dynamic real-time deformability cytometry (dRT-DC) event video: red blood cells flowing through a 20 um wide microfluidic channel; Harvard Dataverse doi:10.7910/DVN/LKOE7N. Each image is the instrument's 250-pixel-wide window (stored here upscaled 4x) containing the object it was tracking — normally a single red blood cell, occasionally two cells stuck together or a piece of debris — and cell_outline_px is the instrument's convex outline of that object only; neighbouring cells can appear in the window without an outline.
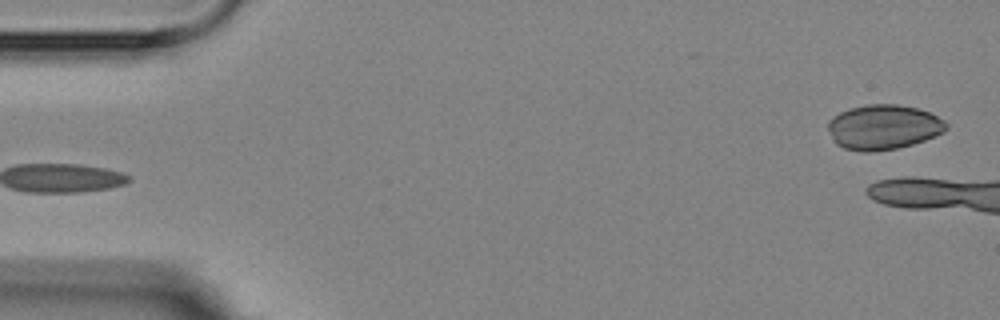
{"species": "Egyptian fruit bat (a non-hibernating species)", "species_latin": "Rousettus aegyptiacus", "temperature_condition": "room temperature", "stored_images_in_passage": 5, "segment_of_instrument_passage": [2, 2], "camera_frame_rate_fps": 3000, "um_per_image_px": 0.085, "animal": {"sex": "female"}, "frame": {"image": 1, "passage_image": 5, "time_ms": 4.667, "image_size_px": [1000, 320], "cell_outline_px": [[948, 128], [944, 132], [924, 140], [912, 144], [896, 148], [872, 152], [860, 152], [844, 148], [836, 144], [828, 128], [828, 120], [832, 116], [840, 112], [852, 108], [868, 104], [896, 104], [916, 108], [928, 112], [944, 120], [948, 124]], "centroid_in_image_um": [75.08, 10.81], "position_along_channel_um": 9.9, "area_um2": 30.81}}